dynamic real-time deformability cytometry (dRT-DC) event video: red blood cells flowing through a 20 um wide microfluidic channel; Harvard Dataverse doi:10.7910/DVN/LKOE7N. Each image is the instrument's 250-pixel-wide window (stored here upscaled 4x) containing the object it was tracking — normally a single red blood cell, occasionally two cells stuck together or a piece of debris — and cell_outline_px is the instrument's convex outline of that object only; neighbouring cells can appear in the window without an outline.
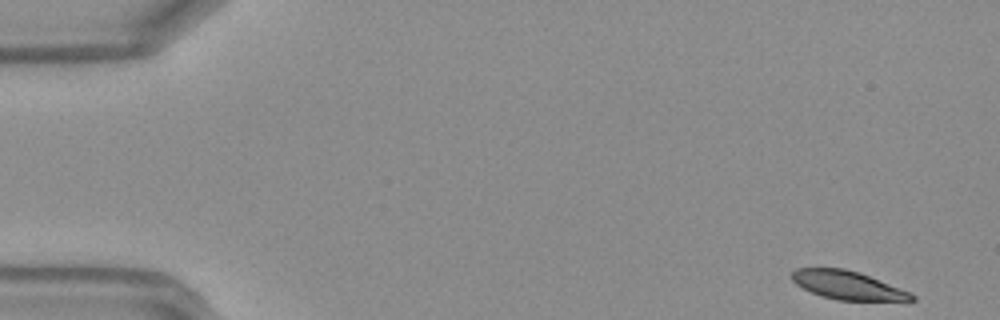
{"species": "Egyptian fruit bat (a non-hibernating species)", "species_latin": "Rousettus aegyptiacus", "temperature_condition": "warm", "stored_images_in_passage": 47, "camera_frame_rate_fps": 3000, "um_per_image_px": 0.085, "frame": {"image": 1, "passage_image": 1, "time_ms": 0.0, "image_size_px": [1000, 320], "cell_outline_px": [[916, 300], [908, 304], [836, 300], [820, 296], [796, 284], [792, 280], [792, 272], [796, 268], [844, 268], [860, 272], [912, 292], [916, 296]], "centroid_in_image_um": [72.25, 24.31], "position_along_channel_um": 12.7, "area_um2": 21.04}}
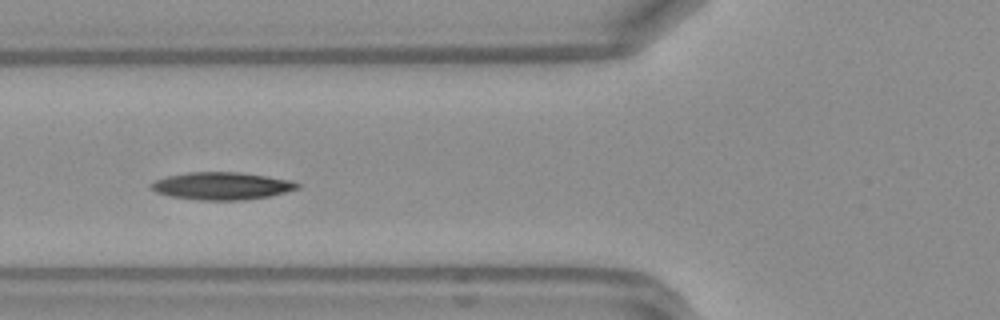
{"frame": {"image": 2, "passage_image": 17, "time_ms": 5.333, "image_size_px": [1000, 320], "cell_outline_px": [[300, 188], [272, 196], [244, 200], [200, 200], [172, 196], [156, 192], [148, 184], [156, 180], [168, 176], [188, 172], [240, 172], [268, 176], [292, 180], [300, 184]], "centroid_in_image_um": [18.91, 15.8], "position_along_channel_um": 106.9, "area_um2": 23.52}}
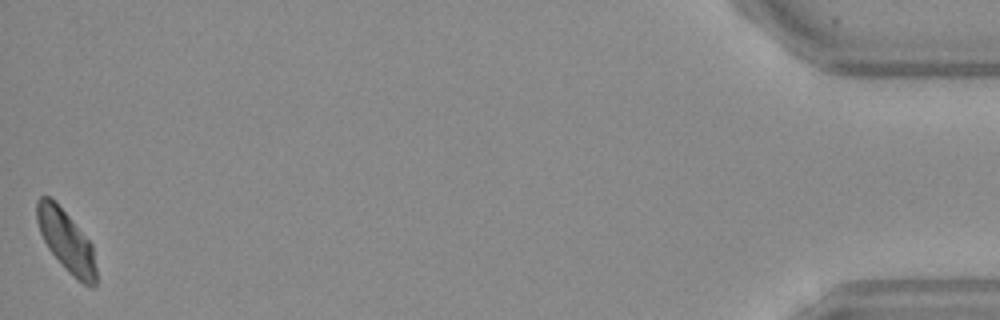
{"frame": {"image": 3, "passage_image": 47, "time_ms": 15.333, "image_size_px": [1000, 320], "cell_outline_px": [[96, 284], [92, 288], [84, 284], [72, 276], [68, 272], [48, 248], [40, 232], [36, 220], [36, 200], [40, 196], [48, 196], [68, 216], [92, 244], [96, 268]], "centroid_in_image_um": [5.63, 20.51], "position_along_channel_um": 429.6, "area_um2": 20.87}, "authors_computed_cell_mechanics": {"area_um2": 22.5998, "velocity_mm_per_s": 4.1512, "shape_relaxation_time_tau1_ms": 4.3955, "shape_relaxation_time_tau2_ms": null, "deformation_change_tau1": 0.1242, "deformation_change_tau2": null}}